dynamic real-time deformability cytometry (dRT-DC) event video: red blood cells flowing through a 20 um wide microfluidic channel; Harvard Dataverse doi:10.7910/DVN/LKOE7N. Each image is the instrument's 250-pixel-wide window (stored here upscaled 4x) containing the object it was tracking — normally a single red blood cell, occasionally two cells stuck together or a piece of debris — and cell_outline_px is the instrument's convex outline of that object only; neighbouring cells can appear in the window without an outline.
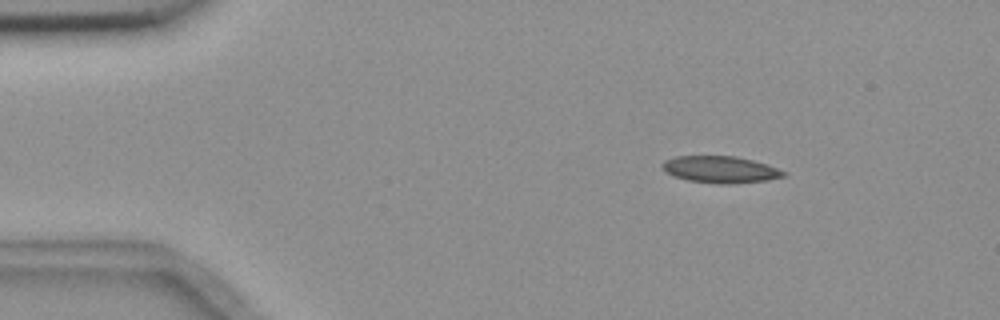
{"species": "common noctule bat (a hibernating species)", "species_latin": "Nyctalus noctula", "temperature_condition": "room temperature", "stored_images_in_passage": 5, "segment_of_instrument_passage": [1, 2], "camera_frame_rate_fps": 3000, "um_per_image_px": 0.085, "animal": {"sex": "female", "body_mass_g": 18.4}, "frame": {"image": 1, "passage_image": 2, "time_ms": 2.0, "image_size_px": [1000, 320], "cell_outline_px": [[788, 176], [768, 180], [732, 184], [720, 184], [688, 180], [676, 176], [668, 172], [660, 164], [664, 160], [676, 156], [736, 156], [768, 164], [788, 172]], "centroid_in_image_um": [61.31, 14.41], "position_along_channel_um": 23.7, "area_um2": 19.02}}